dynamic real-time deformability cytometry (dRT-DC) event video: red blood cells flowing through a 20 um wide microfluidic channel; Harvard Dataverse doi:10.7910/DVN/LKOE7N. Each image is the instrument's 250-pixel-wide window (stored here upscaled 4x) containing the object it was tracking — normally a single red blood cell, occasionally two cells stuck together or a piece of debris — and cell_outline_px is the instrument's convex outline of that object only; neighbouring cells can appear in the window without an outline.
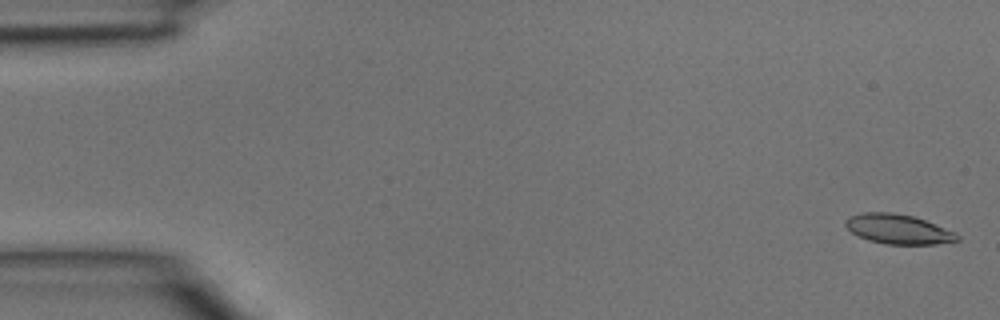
{"species": "common noctule bat (a hibernating species)", "species_latin": "Nyctalus noctula", "temperature_condition": "room temperature", "stored_images_in_passage": 4, "segment_of_instrument_passage": [2, 2], "camera_frame_rate_fps": 3000, "um_per_image_px": 0.085, "animal": {"sex": "male", "body_mass_g": 15.6}, "frame": {"image": 1, "passage_image": 4, "time_ms": 1.0, "image_size_px": [1000, 320], "cell_outline_px": [[960, 240], [936, 244], [888, 244], [868, 240], [852, 232], [844, 224], [844, 220], [848, 216], [864, 212], [892, 212], [912, 216], [924, 220], [956, 232], [960, 236]], "centroid_in_image_um": [76.34, 19.47], "position_along_channel_um": 8.7, "area_um2": 19.25}}